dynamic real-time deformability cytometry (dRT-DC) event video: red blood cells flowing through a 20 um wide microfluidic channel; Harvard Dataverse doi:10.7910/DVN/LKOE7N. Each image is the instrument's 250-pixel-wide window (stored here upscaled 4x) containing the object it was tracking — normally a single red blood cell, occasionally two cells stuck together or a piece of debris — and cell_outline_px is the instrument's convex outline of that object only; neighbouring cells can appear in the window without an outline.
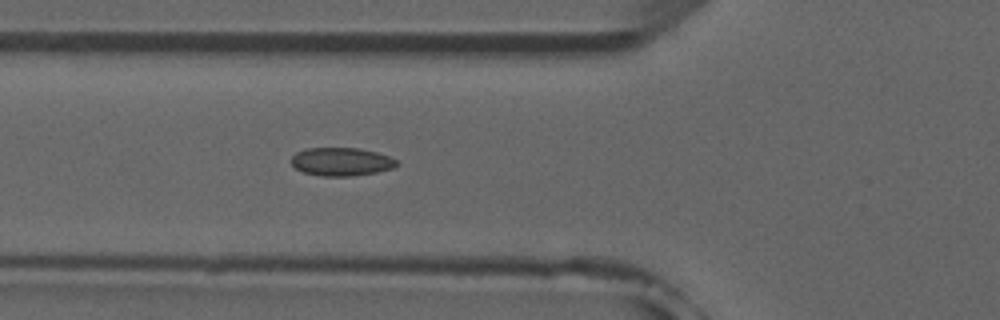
{"species": "common noctule bat (a hibernating species)", "species_latin": "Nyctalus noctula", "temperature_condition": "room temperature", "stored_images_in_passage": 4, "camera_frame_rate_fps": 3000, "um_per_image_px": 0.085, "animal": {"sex": "male", "forearm_length_mm": 52.5}, "frame": {"image": 1, "passage_image": 4, "time_ms": 3.333, "image_size_px": [1000, 320], "cell_outline_px": [[400, 164], [392, 168], [376, 172], [352, 176], [324, 176], [304, 172], [296, 168], [292, 164], [292, 156], [296, 152], [304, 148], [360, 148], [376, 152], [388, 156], [396, 160]], "centroid_in_image_um": [29.01, 13.73], "position_along_channel_um": 96.8, "area_um2": 17.28}}